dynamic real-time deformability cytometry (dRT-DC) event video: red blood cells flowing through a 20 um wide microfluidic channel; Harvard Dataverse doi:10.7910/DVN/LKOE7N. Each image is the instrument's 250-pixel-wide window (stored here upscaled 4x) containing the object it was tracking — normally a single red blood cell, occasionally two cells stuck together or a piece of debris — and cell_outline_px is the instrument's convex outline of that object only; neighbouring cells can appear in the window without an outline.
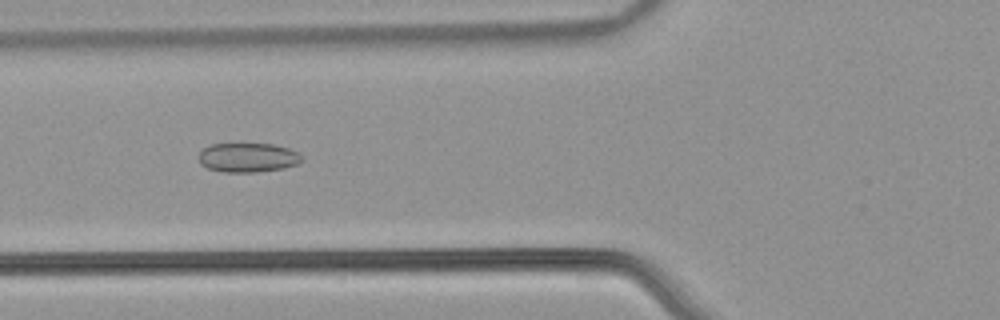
{"species": "common noctule bat (a hibernating species)", "species_latin": "Nyctalus noctula", "temperature_condition": "warm", "stored_images_in_passage": 49, "camera_frame_rate_fps": 3000, "um_per_image_px": 0.085, "animal": {"sex": "male", "body_mass_g": 21.5, "forearm_length_mm": 52.0}, "frame": {"image": 1, "passage_image": 17, "time_ms": 5.333, "image_size_px": [1000, 320], "cell_outline_px": [[304, 160], [296, 164], [284, 168], [256, 172], [224, 172], [208, 168], [200, 164], [200, 152], [208, 144], [276, 144], [288, 148], [304, 156]], "centroid_in_image_um": [21.09, 13.39], "position_along_channel_um": 104.7, "area_um2": 17.63}}
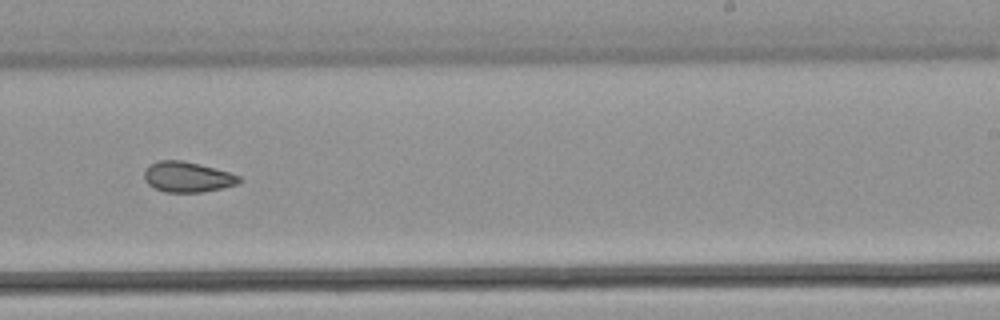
{"frame": {"image": 2, "passage_image": 30, "time_ms": 9.667, "image_size_px": [1000, 320], "cell_outline_px": [[244, 180], [240, 184], [204, 192], [164, 192], [148, 184], [144, 180], [144, 172], [148, 164], [160, 160], [180, 160], [200, 164], [228, 172], [240, 176]], "centroid_in_image_um": [15.95, 15.04], "position_along_channel_um": 273.1, "area_um2": 16.99}}
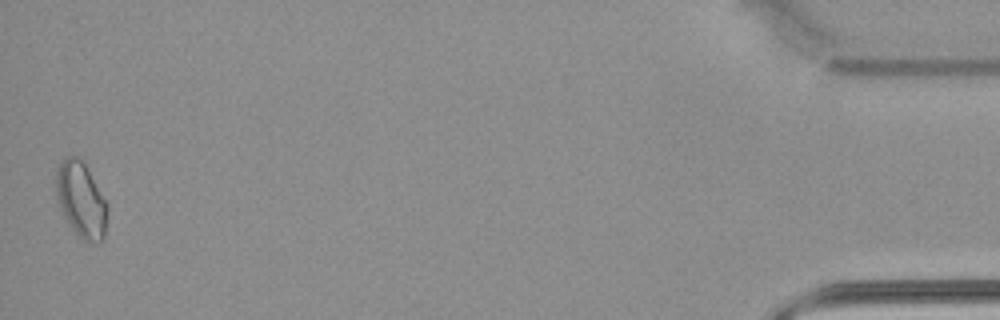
{"frame": {"image": 3, "passage_image": 49, "time_ms": 16.0, "image_size_px": [1000, 320], "cell_outline_px": [[108, 212], [104, 236], [100, 240], [84, 240], [72, 228], [64, 216], [60, 208], [56, 196], [56, 172], [64, 156], [76, 156], [84, 160], [108, 204]], "centroid_in_image_um": [6.9, 16.9], "position_along_channel_um": 428.3, "area_um2": 22.48}, "authors_computed_cell_mechanics": {"area_um2": 18.207, "velocity_mm_per_s": 3.8878, "shape_relaxation_time_tau1_ms": null, "shape_relaxation_time_tau2_ms": 2.9862, "deformation_change_tau1": null, "deformation_change_tau2": 0.0764}}